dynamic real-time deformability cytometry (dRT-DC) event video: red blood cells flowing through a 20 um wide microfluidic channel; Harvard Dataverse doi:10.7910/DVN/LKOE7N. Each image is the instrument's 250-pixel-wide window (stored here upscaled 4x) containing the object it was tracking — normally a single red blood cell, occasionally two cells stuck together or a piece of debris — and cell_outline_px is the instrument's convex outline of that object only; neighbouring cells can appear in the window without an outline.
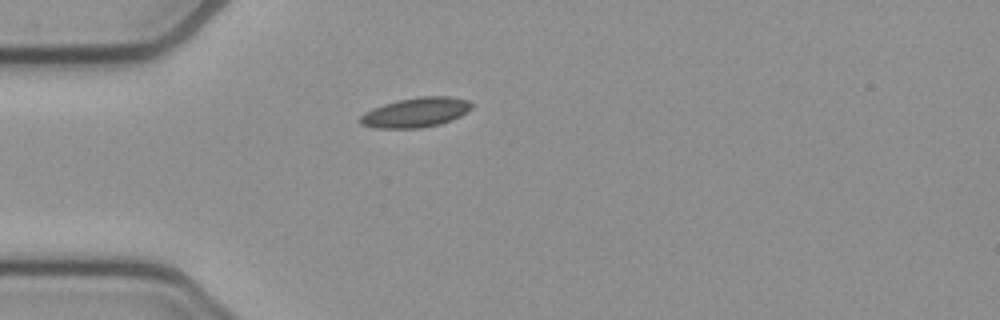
{"species": "common noctule bat (a hibernating species)", "species_latin": "Nyctalus noctula", "temperature_condition": "cold", "stored_images_in_passage": 40, "camera_frame_rate_fps": 3000, "um_per_image_px": 0.085, "animal": {"sex": "female", "body_mass_g": 21.9}, "frame": {"image": 1, "passage_image": 1, "time_ms": 0.0, "image_size_px": [1000, 320], "cell_outline_px": [[472, 108], [468, 112], [452, 120], [440, 124], [420, 128], [376, 128], [360, 124], [356, 120], [364, 112], [372, 108], [396, 100], [420, 96], [448, 96], [468, 100], [472, 104]], "centroid_in_image_um": [35.32, 9.55], "position_along_channel_um": 49.7, "area_um2": 19.54}}
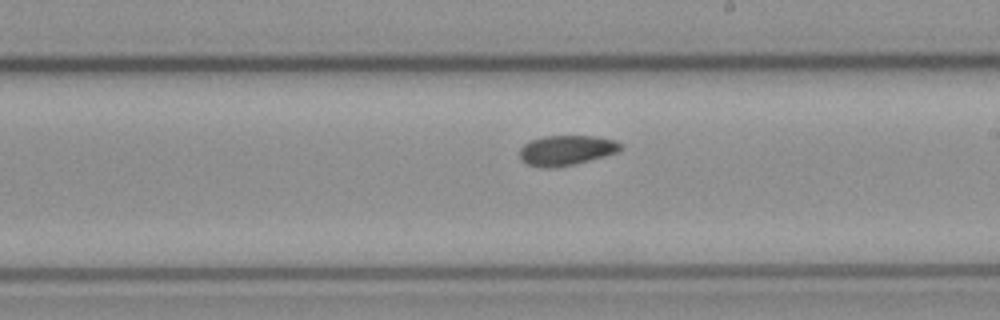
{"frame": {"image": 2, "passage_image": 17, "time_ms": 5.333, "image_size_px": [1000, 320], "cell_outline_px": [[624, 148], [616, 152], [604, 156], [576, 164], [556, 168], [544, 168], [528, 164], [520, 160], [520, 148], [524, 144], [532, 140], [544, 136], [592, 136], [616, 140], [624, 144]], "centroid_in_image_um": [48.16, 12.78], "position_along_channel_um": 240.8, "area_um2": 17.8}}
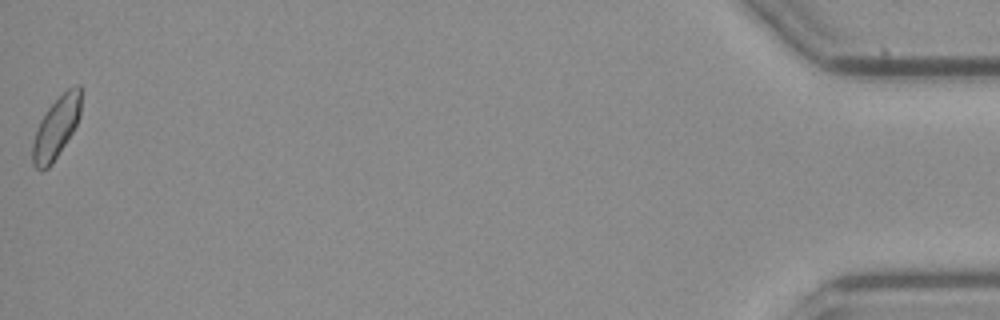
{"frame": {"image": 3, "passage_image": 40, "time_ms": 13.0, "image_size_px": [1000, 320], "cell_outline_px": [[80, 116], [72, 132], [52, 164], [48, 168], [40, 172], [32, 164], [32, 144], [40, 120], [48, 108], [68, 88], [76, 84], [80, 84]], "centroid_in_image_um": [4.76, 10.88], "position_along_channel_um": 430.4, "area_um2": 17.11}, "authors_computed_cell_mechanics": {"area_um2": 17.6868, "velocity_mm_per_s": 3.8113, "shape_relaxation_time_tau1_ms": null, "shape_relaxation_time_tau2_ms": 10.892, "deformation_change_tau1": null, "deformation_change_tau2": 0.1599}}